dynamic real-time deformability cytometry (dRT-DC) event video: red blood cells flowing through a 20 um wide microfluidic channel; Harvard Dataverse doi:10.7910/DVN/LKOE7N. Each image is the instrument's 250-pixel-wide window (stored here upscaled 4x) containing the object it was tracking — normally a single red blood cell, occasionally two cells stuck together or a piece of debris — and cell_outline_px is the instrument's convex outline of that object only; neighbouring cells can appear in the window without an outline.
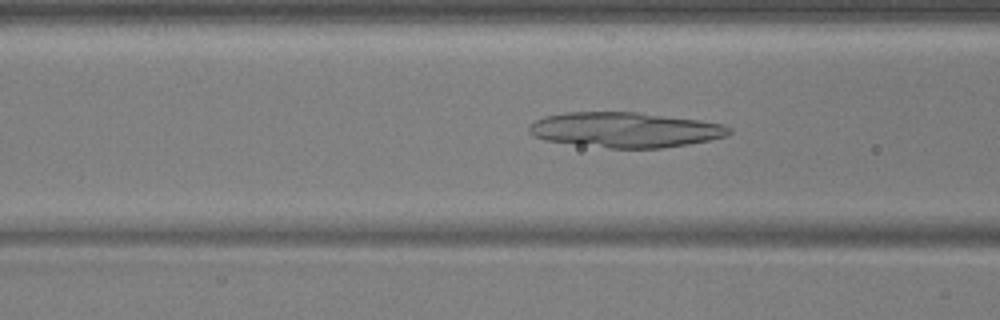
{"species": "common noctule bat (a hibernating species)", "species_latin": "Nyctalus noctula", "temperature_condition": "warm", "stored_images_in_passage": 52, "camera_frame_rate_fps": 3000, "um_per_image_px": 0.085, "animal": {"sex": "male", "body_mass_g": 17.9, "forearm_length_mm": 54.2}, "frame": {"image": 1, "passage_image": 20, "time_ms": 6.333, "image_size_px": [1000, 320], "cell_outline_px": [[732, 132], [728, 136], [688, 144], [660, 148], [612, 148], [544, 140], [532, 136], [528, 132], [528, 128], [536, 120], [544, 116], [568, 112], [636, 112], [700, 120], [724, 124], [732, 128]], "centroid_in_image_um": [53.16, 11.03], "position_along_channel_um": 113.4, "area_um2": 40.92}}
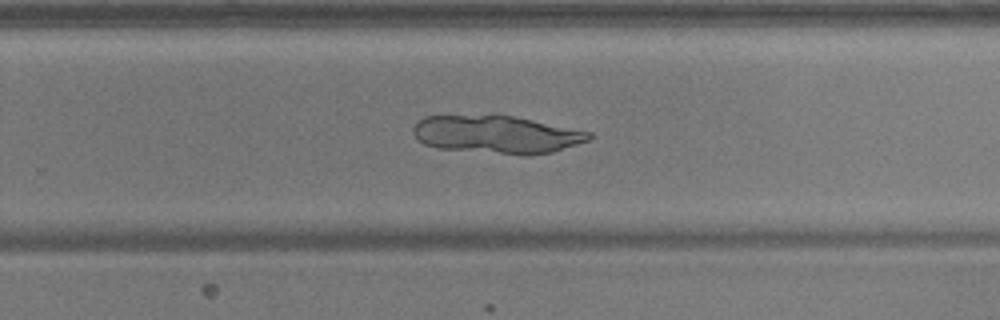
{"frame": {"image": 2, "passage_image": 34, "time_ms": 11.0, "image_size_px": [1000, 320], "cell_outline_px": [[592, 136], [588, 140], [552, 152], [528, 156], [520, 156], [436, 148], [424, 144], [412, 132], [412, 128], [416, 120], [424, 116], [496, 112], [592, 132]], "centroid_in_image_um": [42.15, 11.39], "position_along_channel_um": 287.7, "area_um2": 40.23}}
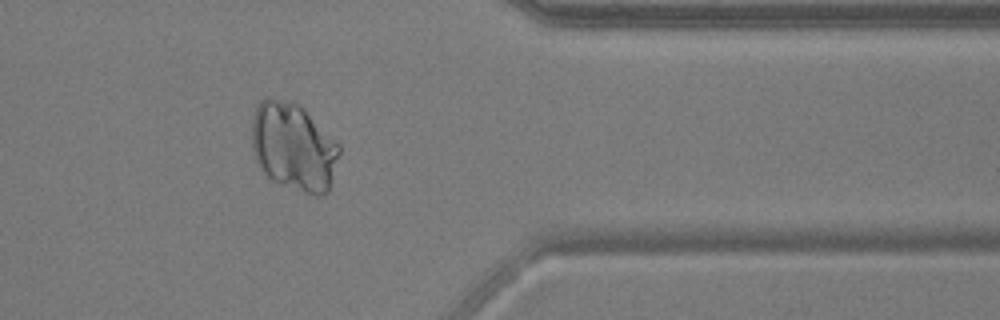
{"frame": {"image": 3, "passage_image": 43, "time_ms": 14.0, "image_size_px": [1000, 320], "cell_outline_px": [[340, 152], [328, 192], [320, 196], [316, 196], [272, 180], [260, 168], [256, 160], [252, 148], [252, 120], [256, 108], [260, 100], [268, 96], [292, 100], [304, 108], [340, 144]], "centroid_in_image_um": [24.95, 12.43], "position_along_channel_um": 386.5, "area_um2": 45.08}}